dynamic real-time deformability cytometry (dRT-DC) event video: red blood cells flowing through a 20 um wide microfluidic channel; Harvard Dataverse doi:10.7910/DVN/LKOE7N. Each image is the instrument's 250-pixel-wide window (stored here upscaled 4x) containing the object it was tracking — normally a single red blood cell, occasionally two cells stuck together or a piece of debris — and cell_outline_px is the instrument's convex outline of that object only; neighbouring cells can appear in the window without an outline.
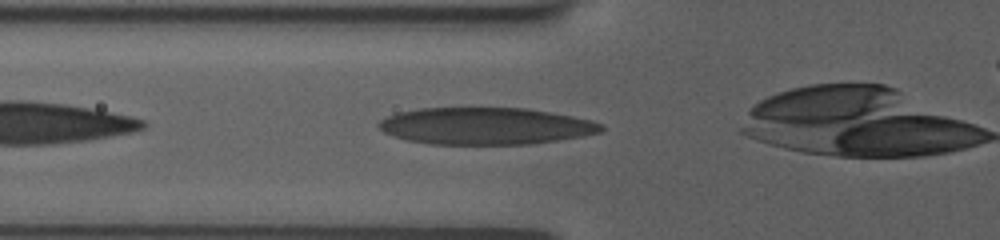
{"species": "human", "species_latin": "Homo sapiens", "temperature_condition": "room temperature", "stored_images_in_passage": 29, "camera_frame_rate_fps": 3000, "um_per_image_px": 0.085, "donor": {"sex": "female"}, "frame": {"image": 1, "passage_image": 4, "time_ms": 1.0, "image_size_px": [1000, 240], "cell_outline_px": [[604, 128], [600, 132], [580, 136], [532, 144], [428, 144], [408, 140], [392, 136], [384, 132], [376, 124], [380, 120], [396, 112], [420, 108], [528, 108], [572, 116], [592, 120], [604, 124]], "centroid_in_image_um": [41.25, 10.71], "position_along_channel_um": 84.6, "area_um2": 47.97}}
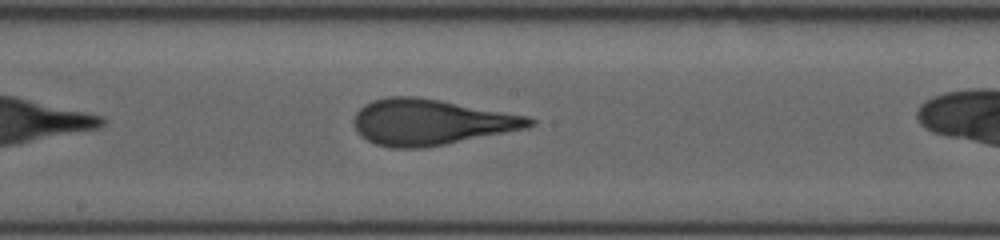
{"frame": {"image": 2, "passage_image": 14, "time_ms": 4.333, "image_size_px": [1000, 240], "cell_outline_px": [[536, 124], [528, 128], [424, 148], [392, 148], [376, 144], [360, 136], [356, 132], [352, 120], [356, 112], [364, 104], [372, 100], [388, 96], [416, 96], [440, 100], [528, 116], [536, 120]], "centroid_in_image_um": [36.58, 10.38], "position_along_channel_um": 211.6, "area_um2": 47.05}}
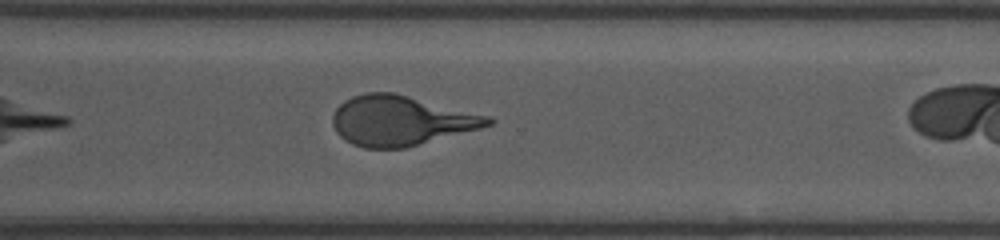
{"frame": {"image": 3, "passage_image": 24, "time_ms": 7.667, "image_size_px": [1000, 240], "cell_outline_px": [[496, 120], [492, 124], [480, 128], [404, 148], [364, 148], [352, 144], [340, 136], [336, 132], [332, 124], [332, 116], [336, 108], [344, 100], [352, 96], [364, 92], [392, 92], [492, 116]], "centroid_in_image_um": [34.06, 10.24], "position_along_channel_um": 336.5, "area_um2": 45.14}}